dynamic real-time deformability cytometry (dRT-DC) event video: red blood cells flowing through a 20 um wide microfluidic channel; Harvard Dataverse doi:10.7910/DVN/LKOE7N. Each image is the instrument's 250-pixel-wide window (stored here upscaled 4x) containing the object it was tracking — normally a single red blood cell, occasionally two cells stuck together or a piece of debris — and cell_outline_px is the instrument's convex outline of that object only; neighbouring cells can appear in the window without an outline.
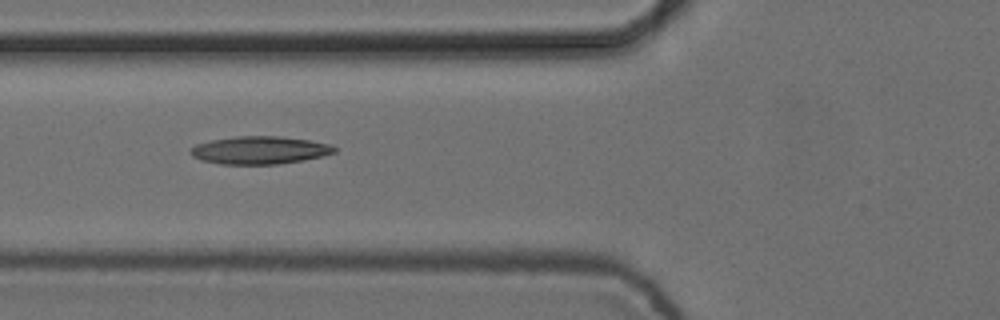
{"species": "common noctule bat (a hibernating species)", "species_latin": "Nyctalus noctula", "temperature_condition": "cold", "stored_images_in_passage": 7, "camera_frame_rate_fps": 3000, "um_per_image_px": 0.085, "animal": {"sex": "female", "body_mass_g": 24.6, "forearm_length_mm": 56.2}, "frame": {"image": 1, "passage_image": 6, "time_ms": 1.667, "image_size_px": [1000, 320], "cell_outline_px": [[336, 152], [304, 160], [280, 164], [220, 164], [200, 160], [192, 156], [188, 152], [196, 144], [212, 140], [236, 136], [280, 136], [308, 140], [328, 144], [336, 148]], "centroid_in_image_um": [22.03, 12.77], "position_along_channel_um": 103.8, "area_um2": 23.24}}
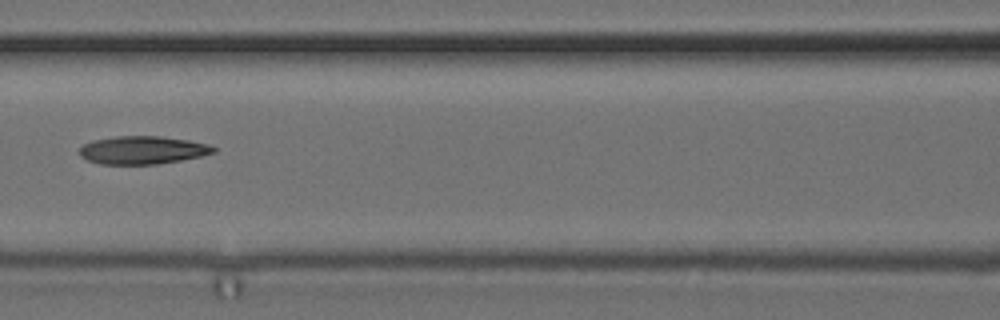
{"frame": {"image": 2, "passage_image": 7, "time_ms": 2.0, "image_size_px": [1000, 320], "cell_outline_px": [[216, 152], [200, 156], [180, 160], [156, 164], [100, 164], [88, 160], [80, 156], [80, 148], [84, 144], [92, 140], [116, 136], [160, 136], [188, 140], [208, 144], [216, 148]], "centroid_in_image_um": [12.11, 12.75], "position_along_channel_um": 154.5, "area_um2": 21.79}}